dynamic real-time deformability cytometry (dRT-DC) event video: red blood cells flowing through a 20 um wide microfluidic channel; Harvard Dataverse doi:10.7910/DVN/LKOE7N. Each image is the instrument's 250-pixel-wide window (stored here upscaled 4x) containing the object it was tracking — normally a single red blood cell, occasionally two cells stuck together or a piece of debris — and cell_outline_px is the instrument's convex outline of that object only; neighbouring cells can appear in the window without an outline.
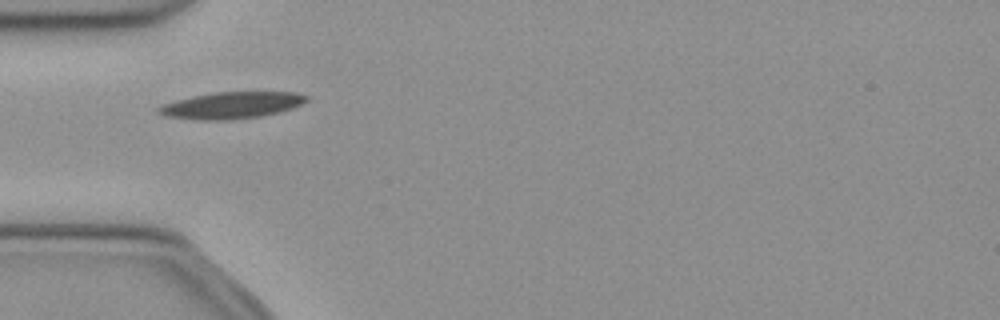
{"species": "common noctule bat (a hibernating species)", "species_latin": "Nyctalus noctula", "temperature_condition": "cold", "stored_images_in_passage": 11, "camera_frame_rate_fps": 3000, "um_per_image_px": 0.085, "animal": {"sex": "female", "body_mass_g": 21.9}, "frame": {"image": 1, "passage_image": 2, "time_ms": 0.333, "image_size_px": [1000, 320], "cell_outline_px": [[308, 100], [292, 108], [280, 112], [260, 116], [232, 120], [200, 120], [168, 116], [156, 112], [156, 108], [160, 104], [192, 96], [216, 92], [296, 92], [308, 96]], "centroid_in_image_um": [19.66, 8.95], "position_along_channel_um": 65.3, "area_um2": 23.0}}
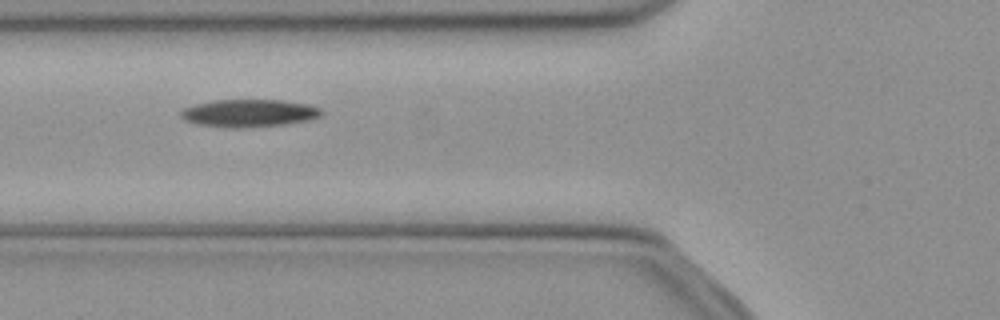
{"frame": {"image": 2, "passage_image": 5, "time_ms": 1.333, "image_size_px": [1000, 320], "cell_outline_px": [[324, 112], [320, 116], [308, 120], [284, 124], [252, 128], [224, 128], [196, 124], [184, 120], [180, 116], [180, 112], [184, 108], [196, 104], [212, 100], [280, 100], [308, 104], [320, 108]], "centroid_in_image_um": [21.14, 9.63], "position_along_channel_um": 104.7, "area_um2": 22.89}}